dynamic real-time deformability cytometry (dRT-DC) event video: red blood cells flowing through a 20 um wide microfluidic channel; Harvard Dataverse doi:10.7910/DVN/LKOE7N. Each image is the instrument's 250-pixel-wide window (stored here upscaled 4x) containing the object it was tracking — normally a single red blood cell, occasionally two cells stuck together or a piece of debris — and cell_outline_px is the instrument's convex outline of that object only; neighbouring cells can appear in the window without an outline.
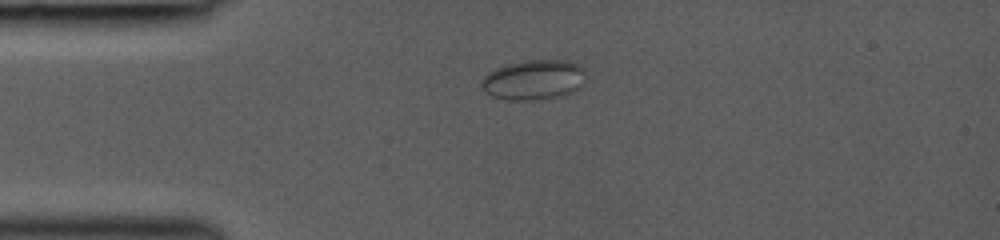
{"species": "common noctule bat (a hibernating species)", "species_latin": "Nyctalus noctula", "temperature_condition": "room temperature", "stored_images_in_passage": 2, "camera_frame_rate_fps": 3000, "um_per_image_px": 0.085, "animal": {"sex": "female", "body_mass_g": 19.0, "forearm_length_mm": 53.3}, "frame": {"image": 1, "passage_image": 1, "time_ms": 0.0, "image_size_px": [1000, 240], "cell_outline_px": [[584, 72], [580, 88], [560, 96], [536, 100], [504, 100], [492, 96], [484, 92], [480, 84], [480, 80], [488, 72], [496, 68], [508, 64], [524, 60], [568, 60], [580, 64], [584, 68]], "centroid_in_image_um": [45.32, 6.78], "position_along_channel_um": 39.7, "area_um2": 24.51}}